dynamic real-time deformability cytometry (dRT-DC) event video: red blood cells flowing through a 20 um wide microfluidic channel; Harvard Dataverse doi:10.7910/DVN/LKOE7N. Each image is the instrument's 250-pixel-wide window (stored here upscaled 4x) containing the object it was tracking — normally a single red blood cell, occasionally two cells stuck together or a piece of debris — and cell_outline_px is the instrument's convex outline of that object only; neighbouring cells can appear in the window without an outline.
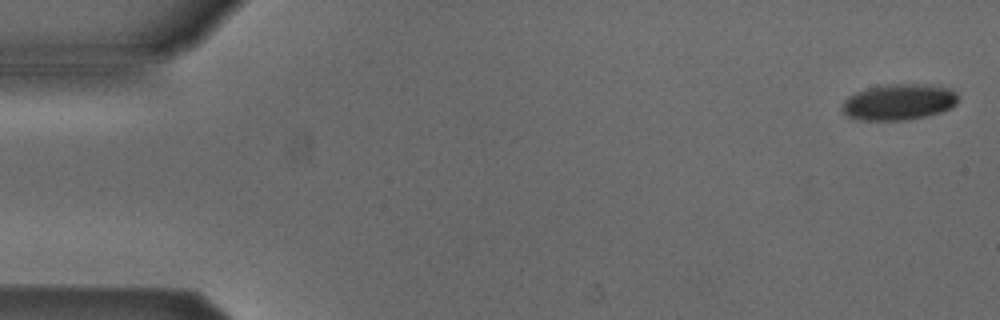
{"species": "Egyptian fruit bat (a non-hibernating species)", "species_latin": "Rousettus aegyptiacus", "temperature_condition": "cold", "stored_images_in_passage": 4, "camera_frame_rate_fps": 3000, "um_per_image_px": 0.085, "animal": {"sex": "male"}, "frame": {"image": 1, "passage_image": 1, "time_ms": 0.0, "image_size_px": [1000, 320], "cell_outline_px": [[956, 104], [940, 112], [928, 116], [904, 120], [856, 120], [848, 116], [840, 108], [844, 100], [848, 96], [856, 92], [868, 88], [892, 84], [916, 84], [948, 88], [956, 92]], "centroid_in_image_um": [76.34, 8.69], "position_along_channel_um": 8.7, "area_um2": 24.1}}
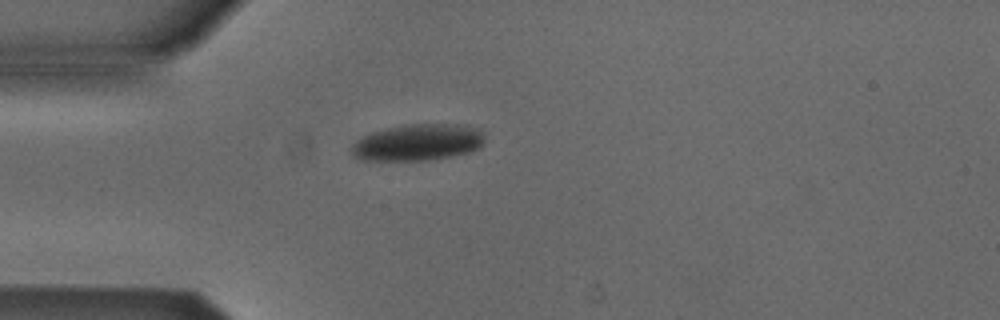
{"frame": {"image": 2, "passage_image": 4, "time_ms": 1.0, "image_size_px": [1000, 320], "cell_outline_px": [[484, 144], [480, 148], [468, 152], [428, 160], [360, 160], [352, 156], [352, 144], [356, 140], [372, 132], [404, 124], [448, 124], [476, 128], [484, 132]], "centroid_in_image_um": [35.5, 12.11], "position_along_channel_um": 49.5, "area_um2": 28.21}}